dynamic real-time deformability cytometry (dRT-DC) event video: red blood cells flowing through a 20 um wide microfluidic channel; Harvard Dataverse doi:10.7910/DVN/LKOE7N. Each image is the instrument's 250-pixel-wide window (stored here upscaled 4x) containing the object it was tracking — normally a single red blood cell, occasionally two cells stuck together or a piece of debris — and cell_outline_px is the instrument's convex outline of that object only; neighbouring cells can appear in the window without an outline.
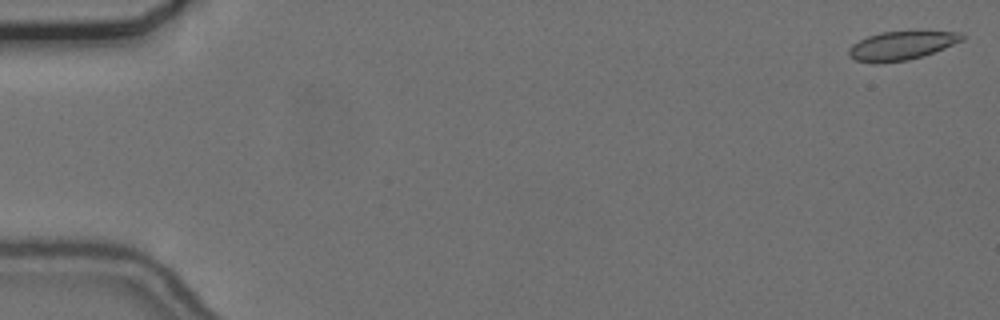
{"species": "common noctule bat (a hibernating species)", "species_latin": "Nyctalus noctula", "temperature_condition": "cold", "stored_images_in_passage": 51, "camera_frame_rate_fps": 3000, "um_per_image_px": 0.085, "animal": {"sex": "female", "body_mass_g": 24.6, "forearm_length_mm": 56.2}, "frame": {"image": 1, "passage_image": 1, "time_ms": 0.0, "image_size_px": [1000, 320], "cell_outline_px": [[968, 36], [964, 40], [944, 48], [908, 60], [880, 64], [876, 64], [856, 60], [848, 56], [848, 48], [852, 44], [868, 36], [880, 32], [920, 28], [960, 32]], "centroid_in_image_um": [76.69, 3.82], "position_along_channel_um": 8.3, "area_um2": 20.0}}
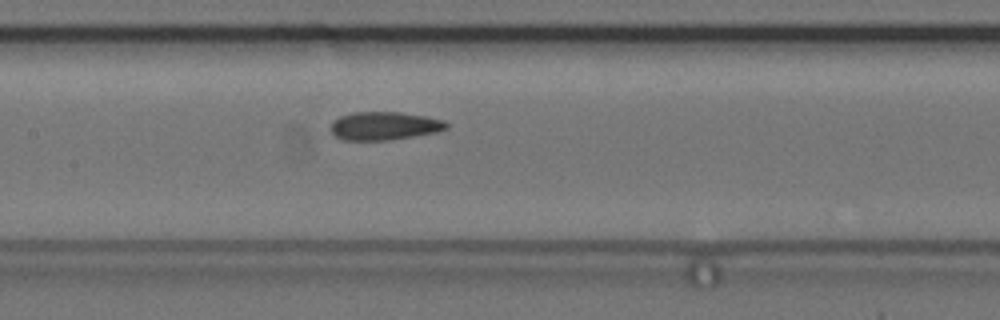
{"frame": {"image": 2, "passage_image": 27, "time_ms": 8.667, "image_size_px": [1000, 320], "cell_outline_px": [[448, 128], [436, 132], [388, 140], [344, 140], [332, 136], [332, 120], [340, 116], [352, 112], [400, 112], [428, 116], [444, 120], [448, 124]], "centroid_in_image_um": [32.66, 10.69], "position_along_channel_um": 174.7, "area_um2": 19.13}}
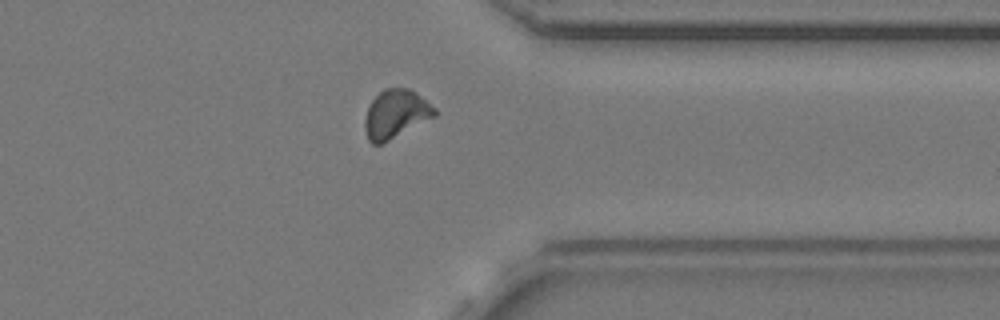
{"frame": {"image": 3, "passage_image": 44, "time_ms": 14.333, "image_size_px": [1000, 320], "cell_outline_px": [[436, 116], [380, 144], [372, 144], [368, 140], [364, 128], [364, 120], [368, 108], [372, 100], [384, 88], [408, 88], [416, 92], [436, 108]], "centroid_in_image_um": [33.63, 9.68], "position_along_channel_um": 377.8, "area_um2": 19.54}, "authors_computed_cell_mechanics": {"area_um2": 19.5942, "velocity_mm_per_s": 3.6742, "shape_relaxation_time_tau1_ms": null, "shape_relaxation_time_tau2_ms": 2.5834, "deformation_change_tau1": null, "deformation_change_tau2": 0.072}}